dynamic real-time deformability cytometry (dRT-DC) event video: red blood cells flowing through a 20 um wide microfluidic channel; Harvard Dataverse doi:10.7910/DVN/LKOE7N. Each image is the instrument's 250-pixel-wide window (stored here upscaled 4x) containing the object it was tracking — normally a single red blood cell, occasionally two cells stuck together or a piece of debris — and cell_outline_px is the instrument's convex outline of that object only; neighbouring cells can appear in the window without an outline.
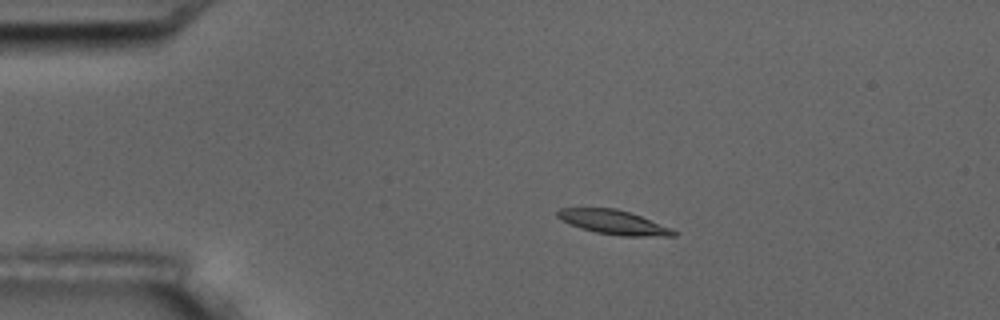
{"species": "common noctule bat (a hibernating species)", "species_latin": "Nyctalus noctula", "temperature_condition": "room temperature", "stored_images_in_passage": 6, "camera_frame_rate_fps": 3000, "um_per_image_px": 0.085, "animal": {"sex": "male", "body_mass_g": 17.5, "forearm_length_mm": 52.3}, "frame": {"image": 1, "passage_image": 4, "time_ms": 3.667, "image_size_px": [1000, 320], "cell_outline_px": [[676, 236], [620, 236], [596, 232], [580, 228], [560, 220], [556, 216], [556, 212], [560, 208], [616, 208], [640, 216], [672, 228], [676, 232]], "centroid_in_image_um": [52.12, 18.89], "position_along_channel_um": 32.9, "area_um2": 16.36}}